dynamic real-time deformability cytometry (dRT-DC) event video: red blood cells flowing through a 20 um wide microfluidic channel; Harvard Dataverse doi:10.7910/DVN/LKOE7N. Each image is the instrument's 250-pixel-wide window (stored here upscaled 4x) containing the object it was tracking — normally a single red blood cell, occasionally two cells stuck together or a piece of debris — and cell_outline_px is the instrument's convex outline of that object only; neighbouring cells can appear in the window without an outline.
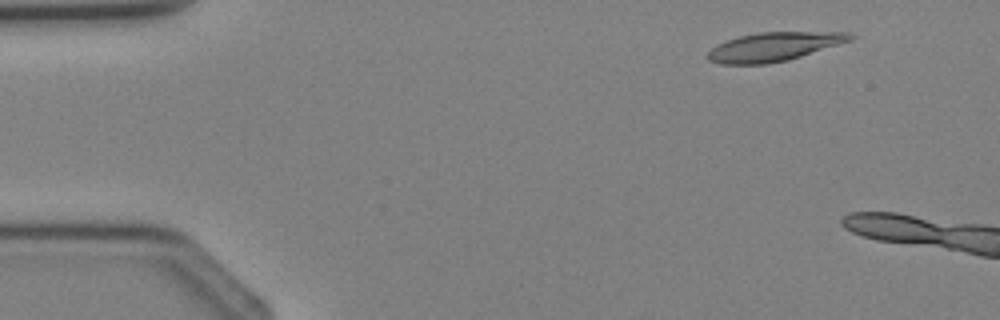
{"species": "Egyptian fruit bat (a non-hibernating species)", "species_latin": "Rousettus aegyptiacus", "temperature_condition": "cold", "stored_images_in_passage": 3, "camera_frame_rate_fps": 3000, "um_per_image_px": 0.085, "animal": {"sex": "female"}, "frame": {"image": 1, "passage_image": 2, "time_ms": 1.0, "image_size_px": [1000, 320], "cell_outline_px": [[856, 36], [852, 40], [788, 60], [768, 64], [720, 64], [708, 60], [708, 52], [716, 44], [740, 36], [760, 32], [852, 32]], "centroid_in_image_um": [65.8, 3.97], "position_along_channel_um": 19.2, "area_um2": 23.87}}